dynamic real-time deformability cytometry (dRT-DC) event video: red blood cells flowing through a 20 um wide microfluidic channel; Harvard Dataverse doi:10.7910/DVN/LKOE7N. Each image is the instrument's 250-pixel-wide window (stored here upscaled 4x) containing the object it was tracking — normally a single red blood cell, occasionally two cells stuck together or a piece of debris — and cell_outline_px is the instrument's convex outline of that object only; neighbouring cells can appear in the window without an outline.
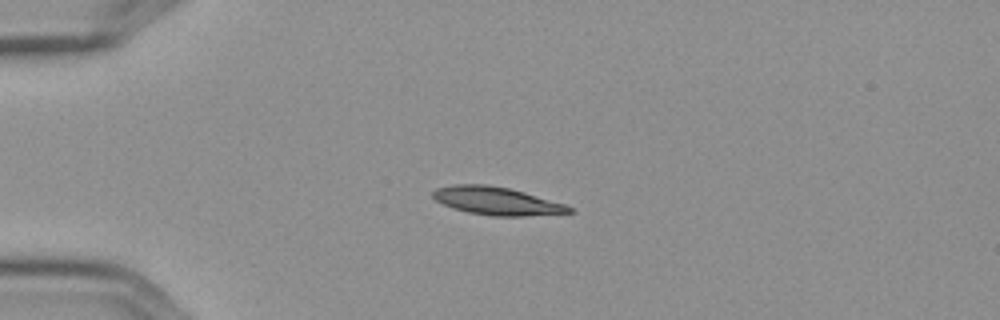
{"species": "Egyptian fruit bat (a non-hibernating species)", "species_latin": "Rousettus aegyptiacus", "temperature_condition": "cold", "stored_images_in_passage": 5, "camera_frame_rate_fps": 3000, "um_per_image_px": 0.085, "frame": {"image": 1, "passage_image": 4, "time_ms": 1.0, "image_size_px": [1000, 320], "cell_outline_px": [[576, 212], [524, 216], [492, 216], [468, 212], [452, 208], [436, 200], [432, 196], [432, 192], [436, 188], [452, 184], [488, 184], [508, 188], [524, 192], [564, 204], [572, 208]], "centroid_in_image_um": [42.19, 17.08], "position_along_channel_um": 42.8, "area_um2": 22.14}}